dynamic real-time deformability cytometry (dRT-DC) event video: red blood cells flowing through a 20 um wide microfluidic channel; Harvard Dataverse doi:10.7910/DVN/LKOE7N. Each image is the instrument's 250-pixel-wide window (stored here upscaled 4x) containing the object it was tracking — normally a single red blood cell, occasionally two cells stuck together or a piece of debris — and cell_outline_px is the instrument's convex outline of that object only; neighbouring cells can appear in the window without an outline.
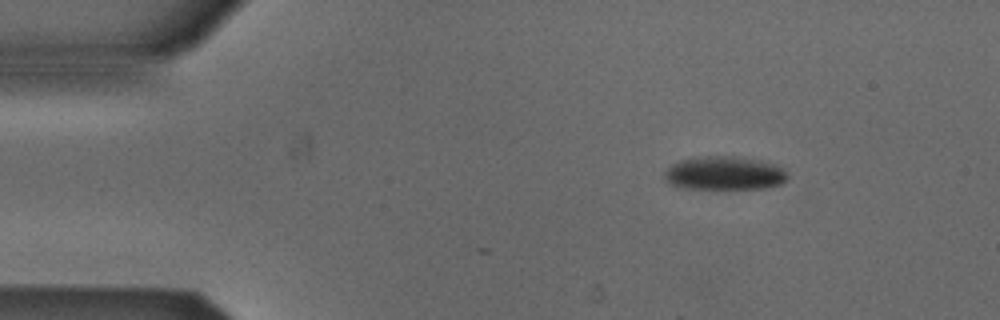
{"species": "Egyptian fruit bat (a non-hibernating species)", "species_latin": "Rousettus aegyptiacus", "temperature_condition": "cold", "stored_images_in_passage": 5, "camera_frame_rate_fps": 3000, "um_per_image_px": 0.085, "animal": {"sex": "male"}, "frame": {"image": 1, "passage_image": 1, "time_ms": 0.0, "image_size_px": [1000, 320], "cell_outline_px": [[788, 176], [780, 184], [768, 188], [676, 188], [668, 184], [664, 180], [664, 172], [672, 164], [680, 160], [692, 156], [736, 156], [760, 160], [776, 164]], "centroid_in_image_um": [61.49, 14.71], "position_along_channel_um": 23.5, "area_um2": 24.28}}